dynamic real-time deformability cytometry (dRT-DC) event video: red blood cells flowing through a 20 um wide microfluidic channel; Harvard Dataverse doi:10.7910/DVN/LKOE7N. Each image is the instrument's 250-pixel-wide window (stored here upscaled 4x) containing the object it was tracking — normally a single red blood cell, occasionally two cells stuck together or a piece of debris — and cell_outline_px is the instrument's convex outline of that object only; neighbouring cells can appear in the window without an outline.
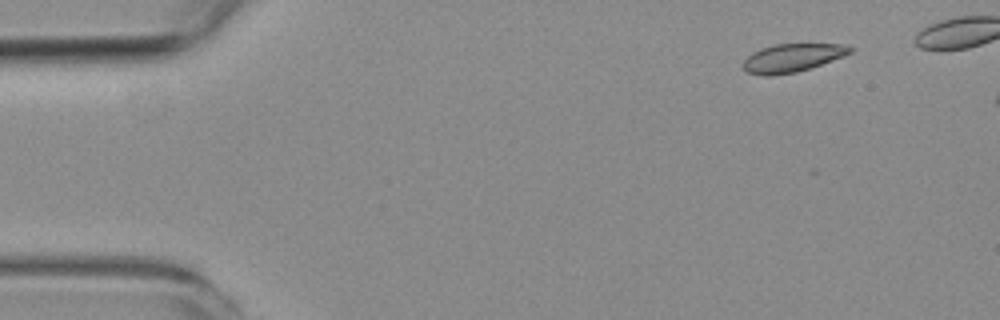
{"species": "common noctule bat (a hibernating species)", "species_latin": "Nyctalus noctula", "temperature_condition": "room temperature", "stored_images_in_passage": 5, "camera_frame_rate_fps": 3000, "um_per_image_px": 0.085, "animal": {"sex": "female", "body_mass_g": 19.3, "forearm_length_mm": 54.1}, "frame": {"image": 1, "passage_image": 1, "time_ms": 0.0, "image_size_px": [1000, 320], "cell_outline_px": [[852, 52], [844, 56], [796, 72], [772, 76], [764, 76], [748, 72], [740, 64], [752, 52], [776, 44], [848, 44], [852, 48]], "centroid_in_image_um": [67.33, 4.92], "position_along_channel_um": 17.7, "area_um2": 17.46}}